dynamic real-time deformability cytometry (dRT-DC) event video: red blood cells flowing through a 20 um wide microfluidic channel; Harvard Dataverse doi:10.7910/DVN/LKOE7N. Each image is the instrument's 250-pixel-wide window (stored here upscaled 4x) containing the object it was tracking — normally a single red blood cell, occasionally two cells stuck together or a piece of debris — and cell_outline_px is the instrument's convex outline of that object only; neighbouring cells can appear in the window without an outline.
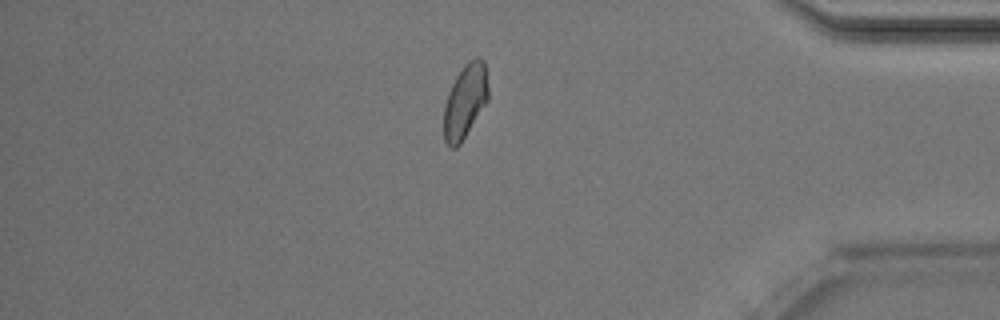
{"species": "Egyptian fruit bat (a non-hibernating species)", "species_latin": "Rousettus aegyptiacus", "temperature_condition": "room temperature", "stored_images_in_passage": 47, "camera_frame_rate_fps": 3000, "um_per_image_px": 0.085, "animal": {"sex": "male"}, "frame": {"image": 1, "passage_image": 40, "time_ms": 13.0, "image_size_px": [1000, 320], "cell_outline_px": [[488, 100], [460, 144], [456, 148], [452, 148], [444, 140], [444, 104], [448, 92], [456, 76], [464, 64], [468, 60], [476, 56], [480, 56], [484, 60], [488, 88]], "centroid_in_image_um": [39.53, 8.56], "position_along_channel_um": 395.7, "area_um2": 19.19}, "authors_computed_cell_mechanics": {"area_um2": 19.652, "velocity_mm_per_s": 4.0322, "shape_relaxation_time_tau1_ms": 4.847, "shape_relaxation_time_tau2_ms": 1.9201, "deformation_change_tau1": 0.1045, "deformation_change_tau2": 0.0746}}